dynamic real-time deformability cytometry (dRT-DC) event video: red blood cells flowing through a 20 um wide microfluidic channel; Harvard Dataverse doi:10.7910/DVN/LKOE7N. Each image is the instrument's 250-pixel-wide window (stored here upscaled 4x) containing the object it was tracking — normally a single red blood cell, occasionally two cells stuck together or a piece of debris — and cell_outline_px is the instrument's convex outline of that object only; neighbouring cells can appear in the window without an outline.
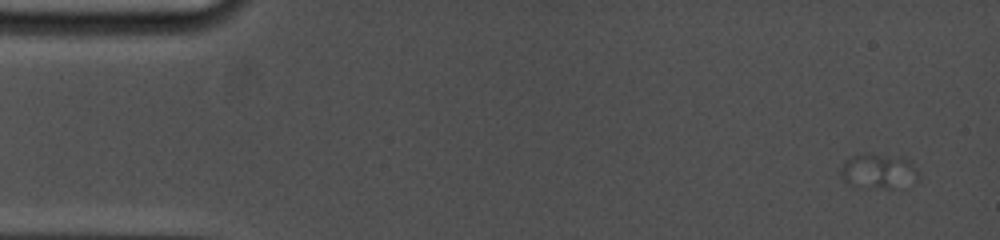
{"species": "common noctule bat (a hibernating species)", "species_latin": "Nyctalus noctula", "temperature_condition": "cold", "stored_images_in_passage": 4, "camera_frame_rate_fps": 5000, "um_per_image_px": 0.085, "animal": {"sex": "female", "body_mass_g": 19.0, "forearm_length_mm": 53.3}, "frame": {"image": 1, "passage_image": 2, "time_ms": 0.4, "image_size_px": [1000, 240], "cell_outline_px": [[892, 188], [868, 188], [852, 184], [844, 180], [840, 176], [840, 168], [844, 160], [852, 156], [864, 152], [868, 152], [880, 156], [888, 160], [892, 164]], "centroid_in_image_um": [73.74, 14.54], "position_along_channel_um": 11.3, "area_um2": 10.98}}